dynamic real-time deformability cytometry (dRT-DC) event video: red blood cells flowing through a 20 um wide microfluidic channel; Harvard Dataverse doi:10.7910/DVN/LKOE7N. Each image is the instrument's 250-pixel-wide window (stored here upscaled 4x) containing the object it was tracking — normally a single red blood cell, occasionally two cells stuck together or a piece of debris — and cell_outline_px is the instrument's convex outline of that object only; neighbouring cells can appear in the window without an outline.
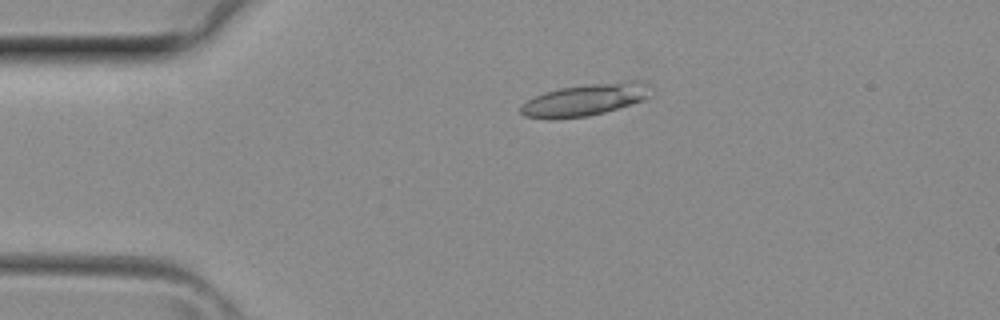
{"species": "common noctule bat (a hibernating species)", "species_latin": "Nyctalus noctula", "temperature_condition": "room temperature", "stored_images_in_passage": 25, "camera_frame_rate_fps": 3000, "um_per_image_px": 0.085, "animal": {"sex": "female", "body_mass_g": 29.2, "forearm_length_mm": 56.3}, "frame": {"image": 1, "passage_image": 9, "time_ms": 2.667, "image_size_px": [1000, 320], "cell_outline_px": [[652, 96], [644, 100], [604, 112], [588, 116], [556, 120], [552, 120], [524, 116], [520, 112], [520, 108], [528, 100], [544, 92], [560, 88], [592, 84], [632, 80], [648, 84]], "centroid_in_image_um": [49.73, 8.5], "position_along_channel_um": 35.3, "area_um2": 24.22}}